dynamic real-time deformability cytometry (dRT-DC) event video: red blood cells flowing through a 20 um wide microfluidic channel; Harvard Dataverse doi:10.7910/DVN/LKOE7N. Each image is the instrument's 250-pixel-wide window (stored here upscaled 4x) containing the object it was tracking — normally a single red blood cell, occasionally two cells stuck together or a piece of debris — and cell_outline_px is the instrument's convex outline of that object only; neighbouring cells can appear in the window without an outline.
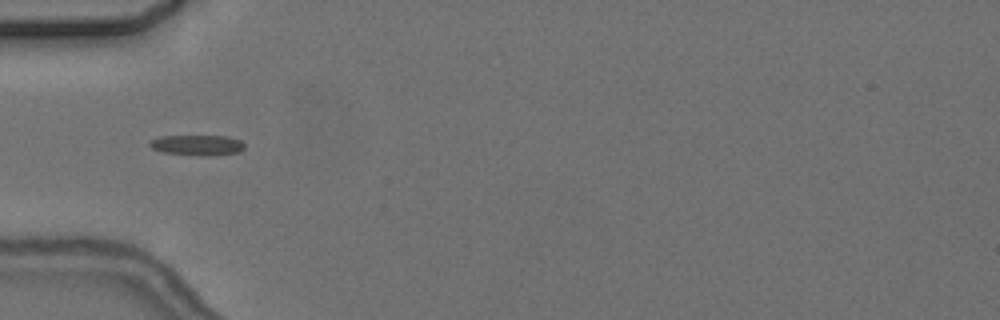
{"species": "common noctule bat (a hibernating species)", "species_latin": "Nyctalus noctula", "temperature_condition": "cold", "stored_images_in_passage": 2, "camera_frame_rate_fps": 3000, "um_per_image_px": 0.085, "animal": {"sex": "female", "body_mass_g": 24.6, "forearm_length_mm": 56.2}, "frame": {"image": 1, "passage_image": 1, "time_ms": 0.0, "image_size_px": [1000, 320], "cell_outline_px": [[244, 148], [240, 152], [216, 156], [204, 156], [160, 152], [152, 148], [148, 144], [152, 140], [160, 136], [228, 136], [240, 140], [244, 144]], "centroid_in_image_um": [16.8, 12.35], "position_along_channel_um": 68.2, "area_um2": 11.44}}
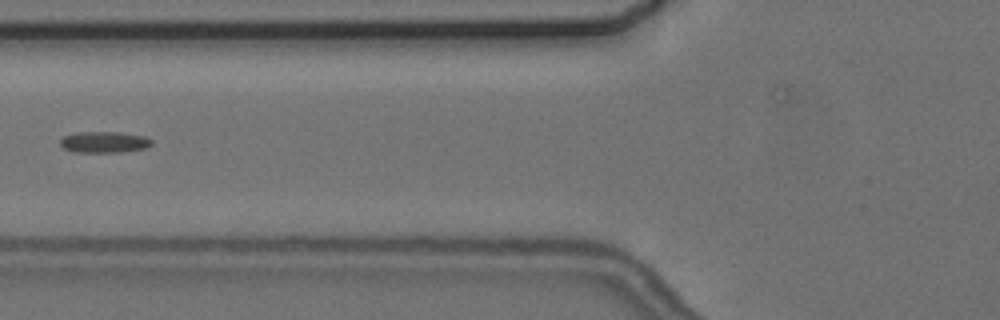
{"frame": {"image": 2, "passage_image": 2, "time_ms": 1.333, "image_size_px": [1000, 320], "cell_outline_px": [[152, 144], [144, 148], [120, 152], [76, 152], [64, 148], [60, 144], [60, 140], [64, 136], [76, 132], [120, 132], [144, 136], [152, 140]], "centroid_in_image_um": [8.85, 12.07], "position_along_channel_um": 117.0, "area_um2": 11.21}}